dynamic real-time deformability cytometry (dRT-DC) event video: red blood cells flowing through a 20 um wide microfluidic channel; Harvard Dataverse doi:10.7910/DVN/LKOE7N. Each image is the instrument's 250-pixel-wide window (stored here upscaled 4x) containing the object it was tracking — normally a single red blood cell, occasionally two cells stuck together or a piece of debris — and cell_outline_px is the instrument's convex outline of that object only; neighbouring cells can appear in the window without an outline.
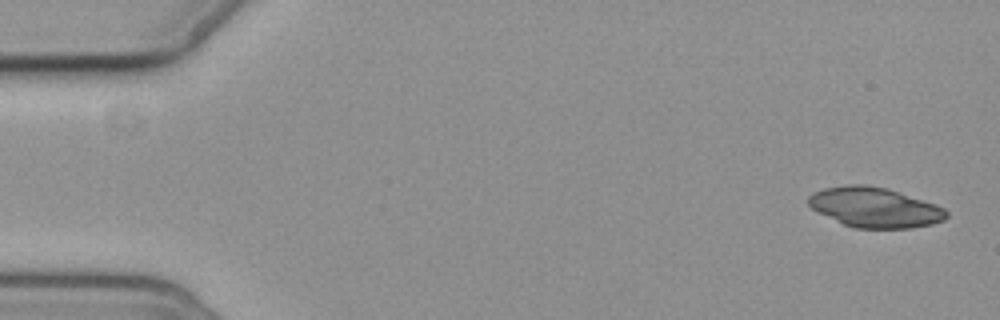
{"species": "common noctule bat (a hibernating species)", "species_latin": "Nyctalus noctula", "temperature_condition": "cold", "stored_images_in_passage": 5, "camera_frame_rate_fps": 3000, "um_per_image_px": 0.085, "animal": {"sex": "female", "body_mass_g": 19.3, "forearm_length_mm": 54.1}, "frame": {"image": 1, "passage_image": 1, "time_ms": 0.0, "image_size_px": [1000, 320], "cell_outline_px": [[948, 216], [944, 220], [932, 224], [912, 228], [852, 228], [812, 208], [808, 204], [808, 196], [824, 188], [848, 184], [864, 184], [888, 188], [936, 204], [944, 208], [948, 212]], "centroid_in_image_um": [74.39, 17.62], "position_along_channel_um": 10.6, "area_um2": 32.08}}